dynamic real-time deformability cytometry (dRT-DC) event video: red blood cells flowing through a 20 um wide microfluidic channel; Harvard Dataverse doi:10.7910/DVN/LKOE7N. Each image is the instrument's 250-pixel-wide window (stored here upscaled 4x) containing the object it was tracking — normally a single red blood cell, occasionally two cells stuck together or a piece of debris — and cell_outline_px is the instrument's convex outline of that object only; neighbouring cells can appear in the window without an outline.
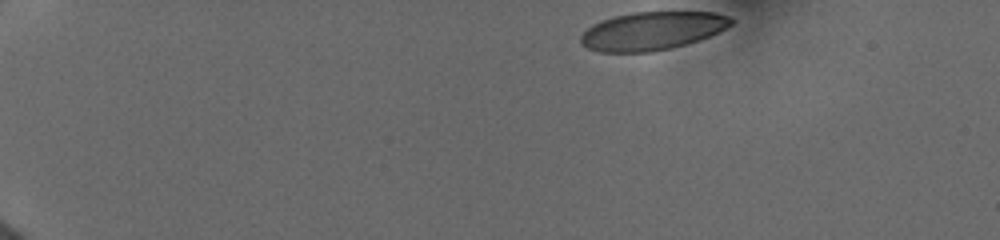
{"species": "human", "species_latin": "Homo sapiens", "temperature_condition": "cold", "stored_images_in_passage": 17, "camera_frame_rate_fps": 3000, "um_per_image_px": 0.085, "donor": {"sex": "female"}, "frame": {"image": 1, "passage_image": 1, "time_ms": 0.0, "image_size_px": [1000, 240], "cell_outline_px": [[732, 24], [708, 36], [672, 48], [652, 52], [600, 52], [588, 48], [580, 44], [580, 36], [592, 24], [616, 16], [636, 12], [716, 12], [728, 16], [732, 20]], "centroid_in_image_um": [55.39, 2.63], "position_along_channel_um": 29.6, "area_um2": 33.12}}
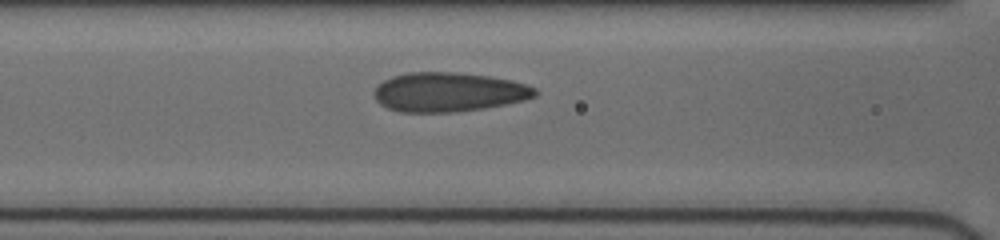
{"frame": {"image": 2, "passage_image": 13, "time_ms": 5.333, "image_size_px": [1000, 240], "cell_outline_px": [[540, 92], [536, 96], [524, 100], [484, 108], [452, 112], [400, 112], [388, 108], [380, 104], [376, 100], [372, 92], [384, 80], [392, 76], [408, 72], [452, 72], [488, 76], [512, 80], [536, 88]], "centroid_in_image_um": [38.13, 7.82], "position_along_channel_um": 128.5, "area_um2": 36.82}}
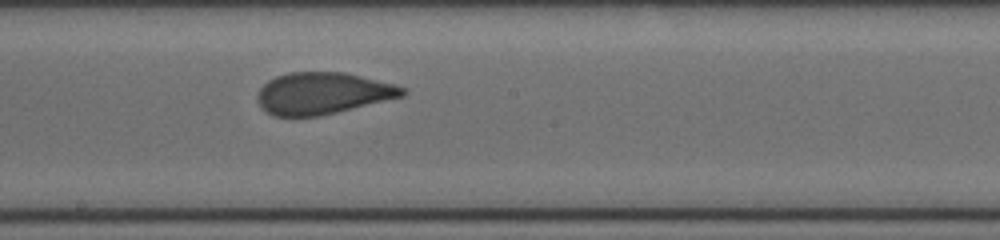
{"frame": {"image": 3, "passage_image": 17, "time_ms": 7.667, "image_size_px": [1000, 240], "cell_outline_px": [[408, 92], [404, 96], [320, 116], [272, 116], [256, 100], [256, 96], [260, 88], [268, 80], [276, 76], [292, 72], [344, 72], [396, 84], [408, 88]], "centroid_in_image_um": [27.46, 7.92], "position_along_channel_um": 220.7, "area_um2": 35.37}}